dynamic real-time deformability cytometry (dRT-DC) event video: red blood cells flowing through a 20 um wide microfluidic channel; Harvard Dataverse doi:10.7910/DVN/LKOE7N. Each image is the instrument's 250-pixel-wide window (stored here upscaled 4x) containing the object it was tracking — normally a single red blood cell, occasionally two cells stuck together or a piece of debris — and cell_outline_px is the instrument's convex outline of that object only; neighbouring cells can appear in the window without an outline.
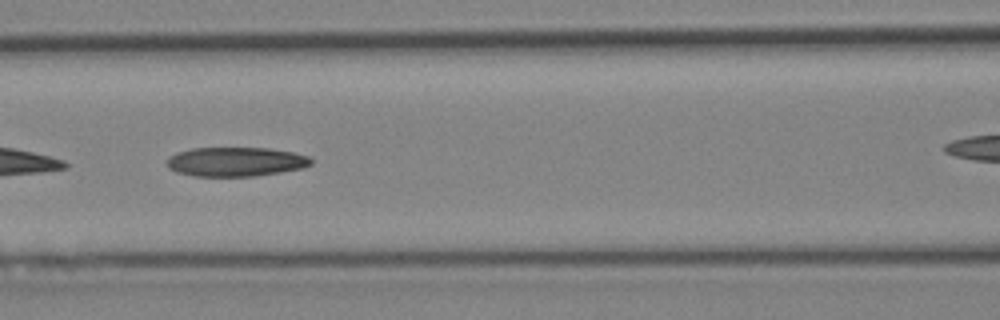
{"species": "Egyptian fruit bat (a non-hibernating species)", "species_latin": "Rousettus aegyptiacus", "temperature_condition": "cold", "stored_images_in_passage": 31, "camera_frame_rate_fps": 3000, "um_per_image_px": 0.085, "animal": {"sex": "female"}, "frame": {"image": 1, "passage_image": 14, "time_ms": 4.333, "image_size_px": [1000, 320], "cell_outline_px": [[312, 164], [304, 168], [280, 172], [252, 176], [196, 176], [176, 172], [168, 168], [168, 156], [176, 152], [192, 148], [268, 148], [296, 152], [308, 156], [312, 160]], "centroid_in_image_um": [20.05, 13.74], "position_along_channel_um": 146.5, "area_um2": 24.68}}
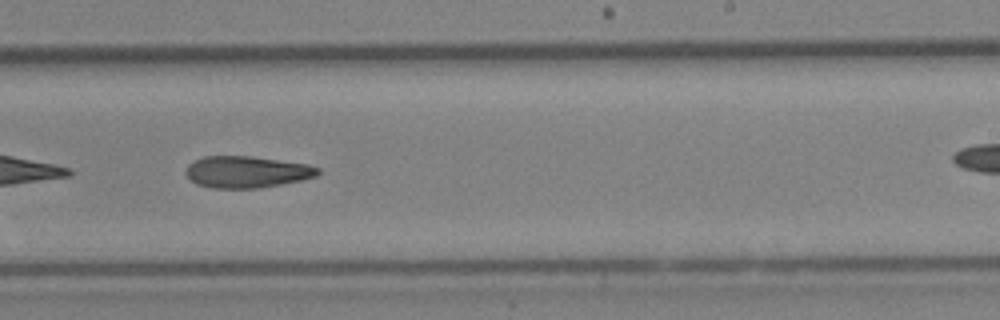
{"frame": {"image": 2, "passage_image": 22, "time_ms": 7.0, "image_size_px": [1000, 320], "cell_outline_px": [[320, 172], [316, 176], [300, 180], [280, 184], [256, 188], [212, 188], [196, 184], [184, 172], [188, 164], [204, 156], [252, 156], [308, 164], [320, 168]], "centroid_in_image_um": [20.96, 14.6], "position_along_channel_um": 268.0, "area_um2": 24.28}}
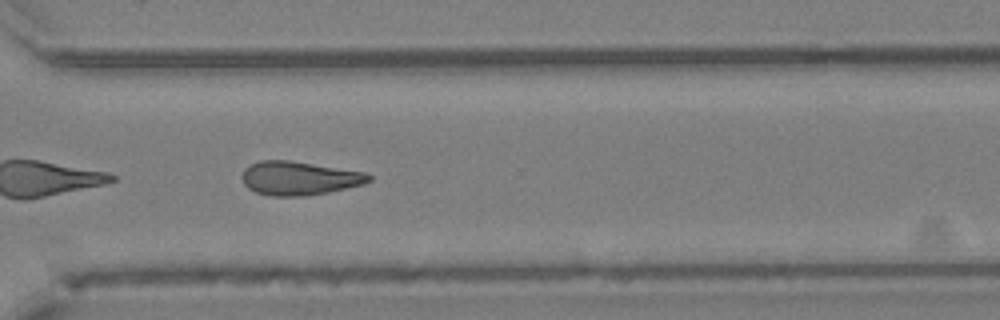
{"frame": {"image": 3, "passage_image": 27, "time_ms": 8.667, "image_size_px": [1000, 320], "cell_outline_px": [[372, 180], [364, 184], [328, 192], [304, 196], [268, 196], [256, 192], [248, 188], [244, 184], [240, 176], [244, 168], [260, 160], [288, 160], [364, 172], [372, 176]], "centroid_in_image_um": [25.4, 15.15], "position_along_channel_um": 345.2, "area_um2": 24.91}}